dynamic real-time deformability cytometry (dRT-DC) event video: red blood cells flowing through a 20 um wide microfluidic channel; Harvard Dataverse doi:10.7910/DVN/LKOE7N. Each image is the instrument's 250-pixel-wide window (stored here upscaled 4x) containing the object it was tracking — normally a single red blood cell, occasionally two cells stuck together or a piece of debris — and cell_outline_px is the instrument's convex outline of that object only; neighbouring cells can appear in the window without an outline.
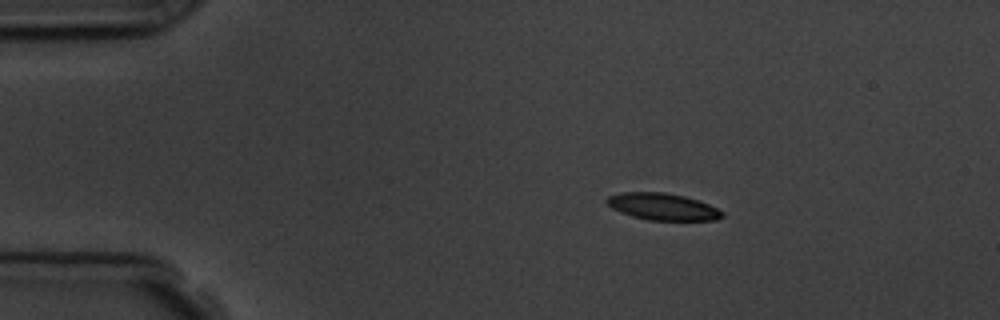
{"species": "common noctule bat (a hibernating species)", "species_latin": "Nyctalus noctula", "temperature_condition": "room temperature", "stored_images_in_passage": 3, "camera_frame_rate_fps": 3000, "um_per_image_px": 0.085, "animal": {"sex": "male", "body_mass_g": 19.5, "forearm_length_mm": 54.6}, "frame": {"image": 1, "passage_image": 1, "time_ms": 0.0, "image_size_px": [1000, 320], "cell_outline_px": [[724, 216], [716, 220], [648, 220], [632, 216], [620, 212], [612, 208], [604, 200], [608, 196], [620, 192], [664, 192], [684, 196], [708, 204], [724, 212]], "centroid_in_image_um": [56.3, 17.56], "position_along_channel_um": 28.7, "area_um2": 18.03}}